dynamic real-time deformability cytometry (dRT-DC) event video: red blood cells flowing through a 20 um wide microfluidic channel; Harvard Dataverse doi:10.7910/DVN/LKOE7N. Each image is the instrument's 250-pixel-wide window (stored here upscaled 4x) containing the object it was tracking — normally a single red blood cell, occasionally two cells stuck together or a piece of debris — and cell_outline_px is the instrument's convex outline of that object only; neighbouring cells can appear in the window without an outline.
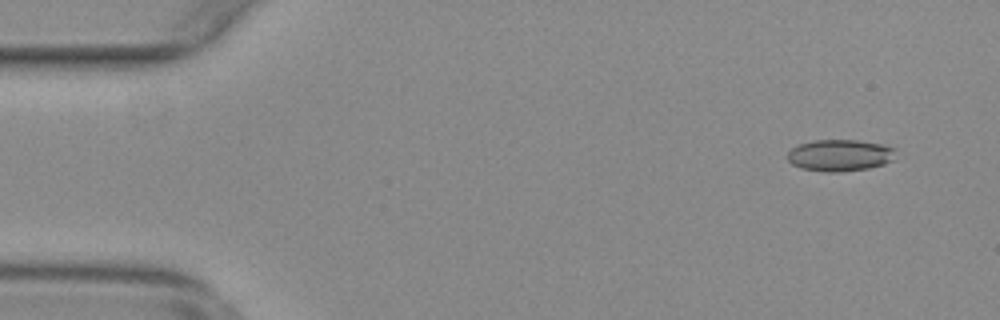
{"species": "common noctule bat (a hibernating species)", "species_latin": "Nyctalus noctula", "temperature_condition": "warm", "stored_images_in_passage": 55, "camera_frame_rate_fps": 3000, "um_per_image_px": 0.085, "animal": {"sex": "female", "body_mass_g": 29.2, "forearm_length_mm": 56.3}, "frame": {"image": 1, "passage_image": 4, "time_ms": 1.0, "image_size_px": [1000, 320], "cell_outline_px": [[896, 148], [892, 160], [884, 164], [868, 168], [840, 172], [828, 172], [800, 168], [792, 164], [788, 160], [788, 152], [792, 148], [800, 144], [816, 140], [856, 140], [880, 144]], "centroid_in_image_um": [71.38, 13.2], "position_along_channel_um": 13.6, "area_um2": 19.83}}
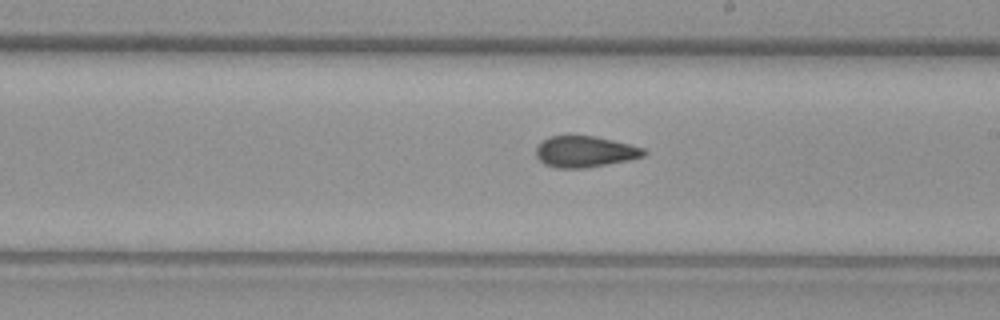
{"frame": {"image": 2, "passage_image": 31, "time_ms": 10.0, "image_size_px": [1000, 320], "cell_outline_px": [[648, 152], [644, 156], [628, 160], [588, 168], [556, 168], [544, 164], [536, 156], [536, 148], [548, 136], [596, 136], [644, 148]], "centroid_in_image_um": [49.72, 12.9], "position_along_channel_um": 239.3, "area_um2": 19.54}}
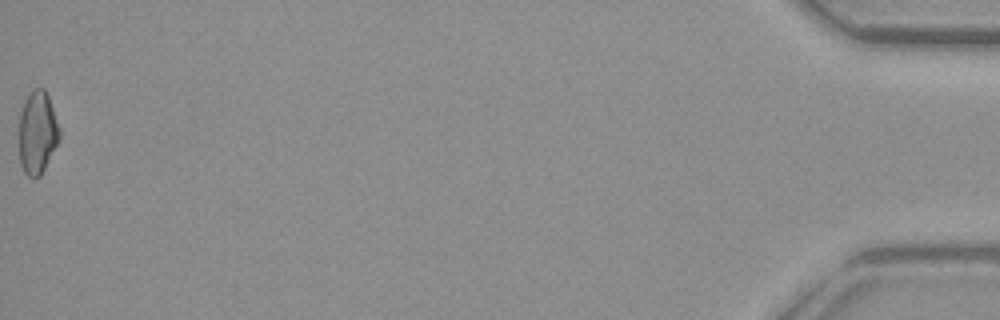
{"frame": {"image": 3, "passage_image": 55, "time_ms": 18.0, "image_size_px": [1000, 320], "cell_outline_px": [[60, 136], [40, 176], [32, 180], [24, 172], [20, 164], [20, 112], [24, 100], [28, 92], [32, 88], [44, 88], [48, 96], [60, 128]], "centroid_in_image_um": [3.16, 11.24], "position_along_channel_um": 432.0, "area_um2": 19.42}, "authors_computed_cell_mechanics": {"area_um2": 19.8254, "velocity_mm_per_s": 3.7737, "shape_relaxation_time_tau1_ms": null, "shape_relaxation_time_tau2_ms": 1.998, "deformation_change_tau1": null, "deformation_change_tau2": 0.086}}